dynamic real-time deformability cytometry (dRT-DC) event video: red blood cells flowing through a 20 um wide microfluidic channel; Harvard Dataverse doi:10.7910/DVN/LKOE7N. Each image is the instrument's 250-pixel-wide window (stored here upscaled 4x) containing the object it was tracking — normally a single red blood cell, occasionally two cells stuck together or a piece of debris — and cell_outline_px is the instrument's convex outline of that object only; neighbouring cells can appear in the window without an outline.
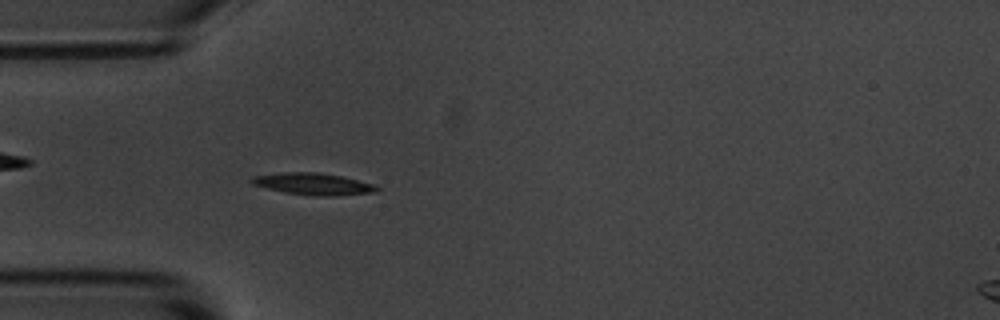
{"species": "common noctule bat (a hibernating species)", "species_latin": "Nyctalus noctula", "temperature_condition": "room temperature", "stored_images_in_passage": 54, "camera_frame_rate_fps": 3000, "um_per_image_px": 0.085, "animal": {"sex": "male", "body_mass_g": 20.1, "forearm_length_mm": 53.5}, "frame": {"image": 1, "passage_image": 15, "time_ms": 4.667, "image_size_px": [1000, 320], "cell_outline_px": [[380, 188], [376, 192], [332, 196], [316, 196], [284, 192], [252, 184], [248, 180], [252, 176], [284, 172], [316, 172], [340, 176], [372, 184]], "centroid_in_image_um": [26.58, 15.63], "position_along_channel_um": 58.4, "area_um2": 15.72}}
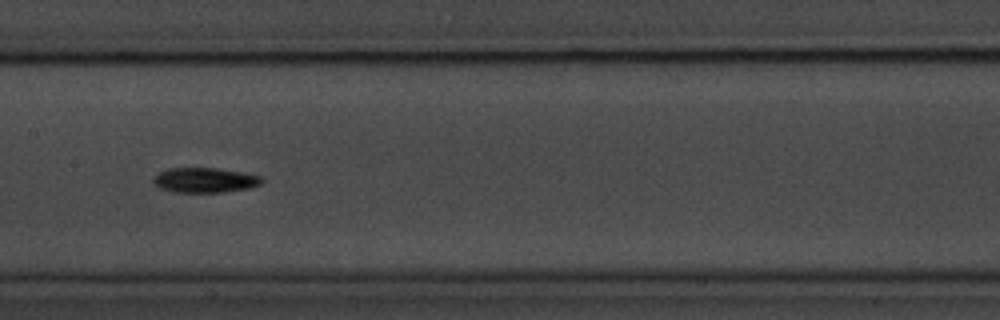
{"frame": {"image": 2, "passage_image": 26, "time_ms": 8.333, "image_size_px": [1000, 320], "cell_outline_px": [[264, 180], [260, 184], [252, 188], [224, 192], [176, 192], [160, 188], [152, 180], [160, 172], [168, 168], [216, 168], [240, 172], [260, 176]], "centroid_in_image_um": [17.44, 15.32], "position_along_channel_um": 190.0, "area_um2": 15.61}}
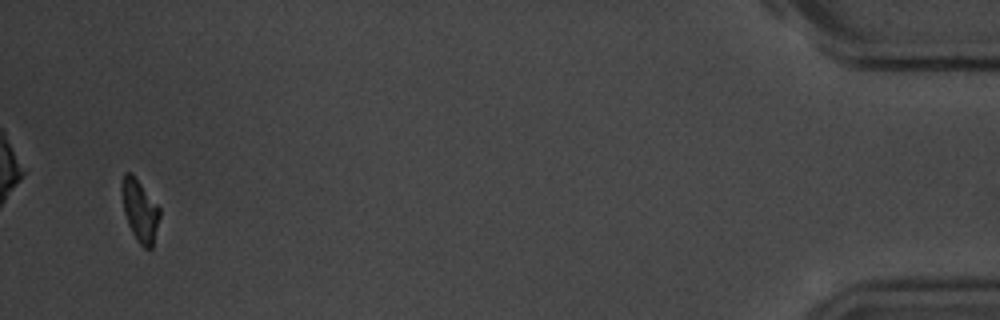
{"frame": {"image": 3, "passage_image": 52, "time_ms": 17.0, "image_size_px": [1000, 320], "cell_outline_px": [[160, 216], [152, 248], [144, 248], [136, 240], [128, 224], [124, 212], [120, 192], [120, 184], [124, 172], [132, 172], [160, 208]], "centroid_in_image_um": [11.86, 17.85], "position_along_channel_um": 423.3, "area_um2": 13.87}, "authors_computed_cell_mechanics": {"area_um2": 14.4789, "velocity_mm_per_s": 3.6578, "shape_relaxation_time_tau1_ms": 2.8434, "shape_relaxation_time_tau2_ms": null, "deformation_change_tau1": 0.1414, "deformation_change_tau2": null}}